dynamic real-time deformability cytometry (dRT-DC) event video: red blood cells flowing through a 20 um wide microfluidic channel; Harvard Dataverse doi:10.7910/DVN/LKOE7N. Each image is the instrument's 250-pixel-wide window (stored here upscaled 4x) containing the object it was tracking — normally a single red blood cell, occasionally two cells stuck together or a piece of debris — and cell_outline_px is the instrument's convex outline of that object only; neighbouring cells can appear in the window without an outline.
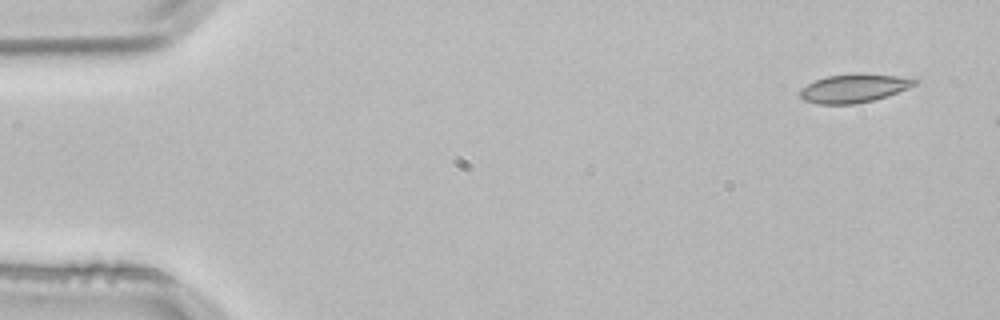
{"species": "common noctule bat (a hibernating species)", "species_latin": "Nyctalus noctula", "temperature_condition": "room temperature", "stored_images_in_passage": 4, "camera_frame_rate_fps": 3000, "um_per_image_px": 0.085, "animal": {"sex": "male", "body_mass_g": 21.5, "forearm_length_mm": 52.0}, "frame": {"image": 1, "passage_image": 1, "time_ms": 0.0, "image_size_px": [1000, 320], "cell_outline_px": [[920, 80], [916, 84], [908, 88], [872, 100], [856, 104], [820, 104], [804, 100], [800, 96], [800, 88], [816, 80], [828, 76], [900, 76]], "centroid_in_image_um": [72.54, 7.55], "position_along_channel_um": 12.5, "area_um2": 17.98}}